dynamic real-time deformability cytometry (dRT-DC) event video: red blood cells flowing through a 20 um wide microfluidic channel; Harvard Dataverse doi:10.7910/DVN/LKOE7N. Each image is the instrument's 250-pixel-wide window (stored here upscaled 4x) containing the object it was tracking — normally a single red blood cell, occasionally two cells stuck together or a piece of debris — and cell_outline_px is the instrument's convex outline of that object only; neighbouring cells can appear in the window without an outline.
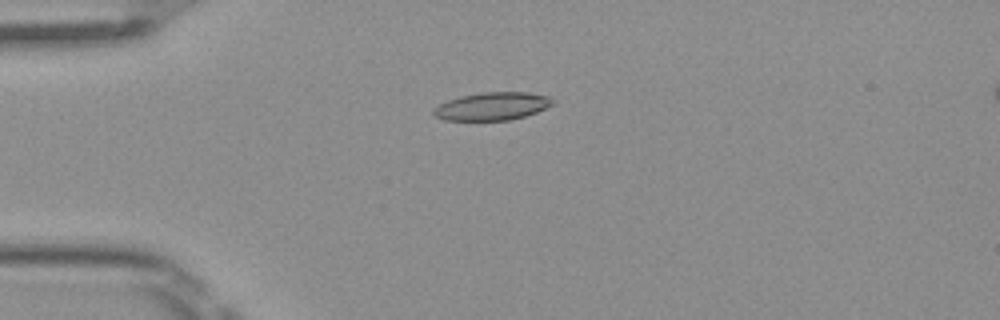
{"species": "Egyptian fruit bat (a non-hibernating species)", "species_latin": "Rousettus aegyptiacus", "temperature_condition": "room temperature", "stored_images_in_passage": 50, "camera_frame_rate_fps": 3000, "um_per_image_px": 0.085, "frame": {"image": 1, "passage_image": 13, "time_ms": 4.0, "image_size_px": [1000, 320], "cell_outline_px": [[556, 104], [536, 112], [512, 120], [444, 120], [436, 116], [432, 112], [432, 108], [448, 100], [460, 96], [480, 92], [528, 92], [548, 96], [556, 100]], "centroid_in_image_um": [41.87, 9.02], "position_along_channel_um": 43.1, "area_um2": 19.54}}
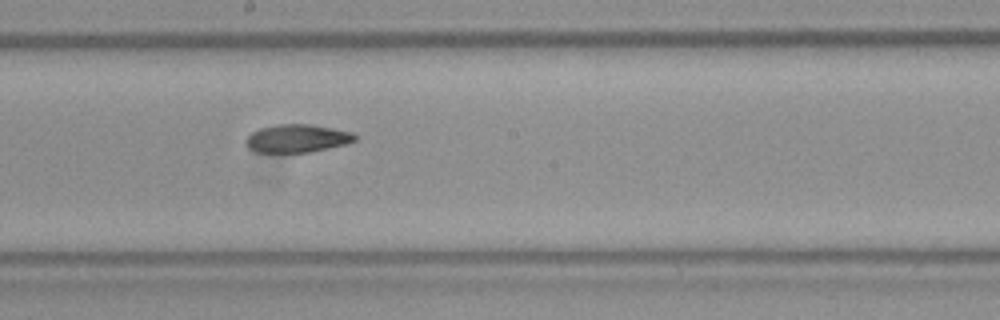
{"frame": {"image": 2, "passage_image": 28, "time_ms": 9.0, "image_size_px": [1000, 320], "cell_outline_px": [[356, 140], [344, 144], [328, 148], [308, 152], [256, 152], [248, 148], [244, 144], [244, 140], [252, 132], [260, 128], [276, 124], [308, 124], [332, 128], [352, 132], [356, 136]], "centroid_in_image_um": [25.2, 11.76], "position_along_channel_um": 223.0, "area_um2": 17.74}}
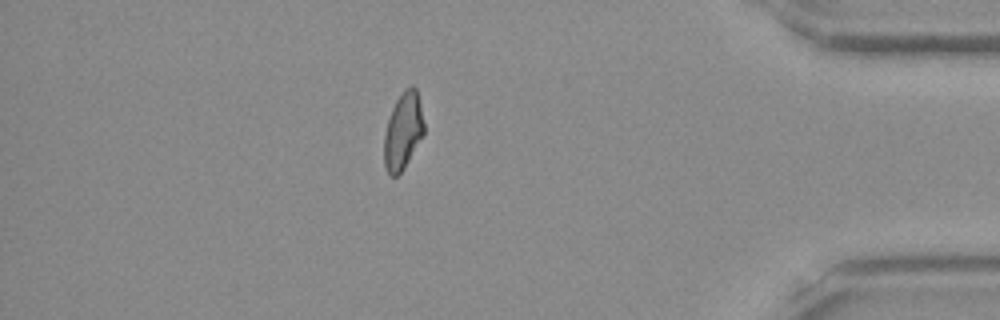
{"frame": {"image": 3, "passage_image": 44, "time_ms": 14.333, "image_size_px": [1000, 320], "cell_outline_px": [[424, 132], [404, 168], [396, 176], [392, 176], [384, 168], [384, 136], [388, 120], [392, 108], [396, 100], [404, 88], [412, 84], [416, 88], [420, 104], [424, 124]], "centroid_in_image_um": [34.25, 11.11], "position_along_channel_um": 401.0, "area_um2": 17.69}, "authors_computed_cell_mechanics": {"area_um2": 18.6116, "velocity_mm_per_s": 4.0518, "shape_relaxation_time_tau1_ms": null, "shape_relaxation_time_tau2_ms": 2.7231, "deformation_change_tau1": null, "deformation_change_tau2": 0.0888}}